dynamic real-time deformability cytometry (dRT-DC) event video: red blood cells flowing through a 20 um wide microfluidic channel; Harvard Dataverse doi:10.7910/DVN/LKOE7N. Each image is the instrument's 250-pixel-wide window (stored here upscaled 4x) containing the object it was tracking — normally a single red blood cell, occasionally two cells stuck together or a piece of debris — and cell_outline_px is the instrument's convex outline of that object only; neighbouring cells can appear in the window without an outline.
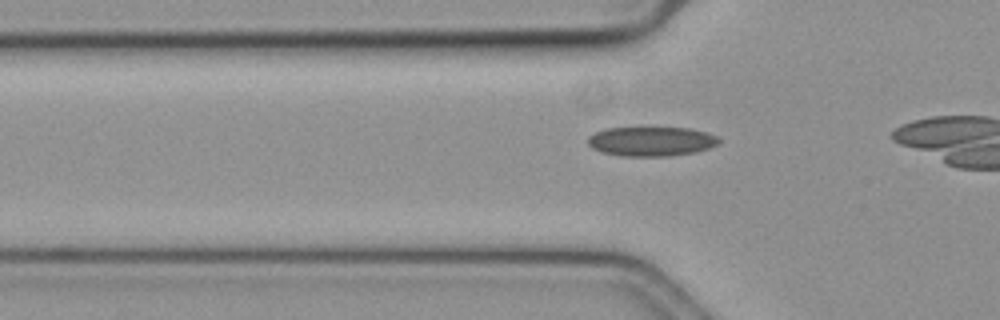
{"species": "common noctule bat (a hibernating species)", "species_latin": "Nyctalus noctula", "temperature_condition": "cold", "stored_images_in_passage": 10, "camera_frame_rate_fps": 3000, "um_per_image_px": 0.085, "animal": {"sex": "female", "body_mass_g": 19.3, "forearm_length_mm": 54.1}, "frame": {"image": 1, "passage_image": 4, "time_ms": 1.0, "image_size_px": [1000, 320], "cell_outline_px": [[720, 144], [696, 152], [668, 156], [620, 156], [604, 152], [592, 148], [588, 144], [588, 136], [596, 132], [608, 128], [688, 128], [708, 132], [720, 136]], "centroid_in_image_um": [55.41, 12.02], "position_along_channel_um": 70.4, "area_um2": 22.54}}
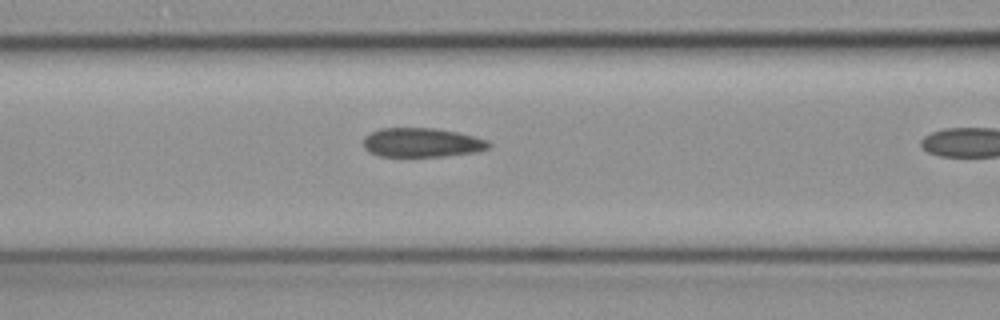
{"frame": {"image": 2, "passage_image": 9, "time_ms": 2.667, "image_size_px": [1000, 320], "cell_outline_px": [[492, 144], [488, 148], [476, 152], [444, 156], [380, 156], [368, 152], [364, 148], [364, 136], [380, 128], [436, 128], [476, 136], [488, 140]], "centroid_in_image_um": [35.87, 12.11], "position_along_channel_um": 130.7, "area_um2": 21.39}}